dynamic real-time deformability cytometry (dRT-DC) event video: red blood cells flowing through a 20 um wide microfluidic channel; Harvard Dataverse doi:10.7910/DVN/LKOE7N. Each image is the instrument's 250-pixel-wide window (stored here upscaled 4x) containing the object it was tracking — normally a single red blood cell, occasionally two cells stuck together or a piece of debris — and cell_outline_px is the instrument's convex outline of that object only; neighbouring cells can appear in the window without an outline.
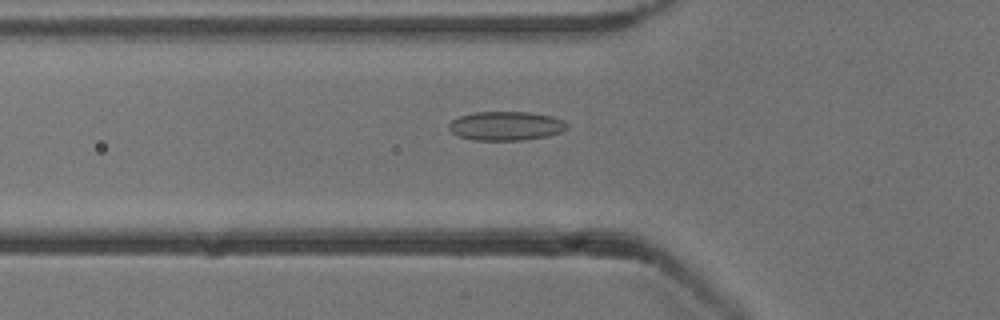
{"species": "common noctule bat (a hibernating species)", "species_latin": "Nyctalus noctula", "temperature_condition": "cold", "stored_images_in_passage": 40, "camera_frame_rate_fps": 3000, "um_per_image_px": 0.085, "animal": {"sex": "male", "body_mass_g": 13.3}, "frame": {"image": 1, "passage_image": 5, "time_ms": 1.333, "image_size_px": [1000, 320], "cell_outline_px": [[568, 128], [560, 132], [548, 136], [524, 140], [472, 140], [460, 136], [452, 132], [448, 128], [448, 124], [452, 120], [460, 116], [476, 112], [528, 112], [552, 116], [564, 120], [568, 124]], "centroid_in_image_um": [43.03, 10.7], "position_along_channel_um": 82.8, "area_um2": 20.0}}
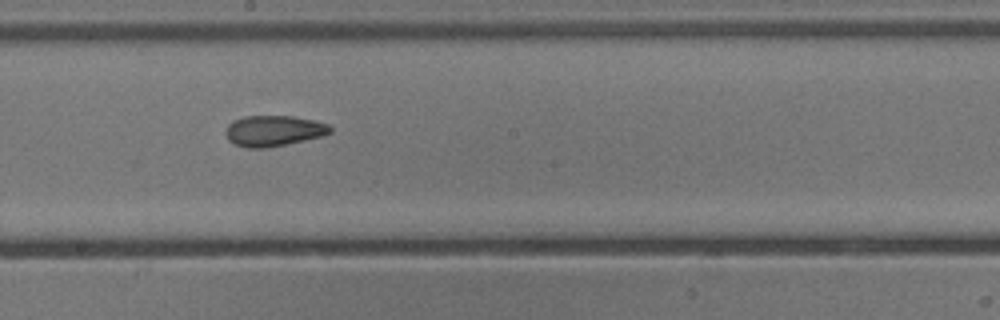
{"frame": {"image": 2, "passage_image": 16, "time_ms": 5.0, "image_size_px": [1000, 320], "cell_outline_px": [[332, 132], [320, 136], [304, 140], [268, 148], [248, 148], [236, 144], [228, 140], [224, 132], [228, 124], [232, 120], [244, 116], [292, 116], [312, 120], [328, 124], [332, 128]], "centroid_in_image_um": [23.22, 11.11], "position_along_channel_um": 225.0, "area_um2": 18.73}}
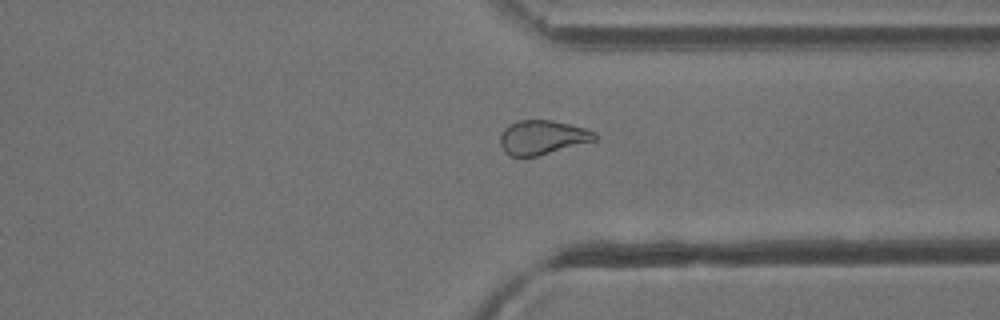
{"frame": {"image": 3, "passage_image": 27, "time_ms": 8.667, "image_size_px": [1000, 320], "cell_outline_px": [[600, 136], [596, 140], [536, 156], [512, 156], [504, 152], [500, 144], [500, 136], [504, 128], [508, 124], [520, 120], [552, 120], [584, 128], [596, 132]], "centroid_in_image_um": [46.1, 11.67], "position_along_channel_um": 365.3, "area_um2": 18.79}, "authors_computed_cell_mechanics": {"area_um2": 19.1896, "velocity_mm_per_s": 3.84, "shape_relaxation_time_tau1_ms": null, "shape_relaxation_time_tau2_ms": 4.5246, "deformation_change_tau1": null, "deformation_change_tau2": 0.1028}}